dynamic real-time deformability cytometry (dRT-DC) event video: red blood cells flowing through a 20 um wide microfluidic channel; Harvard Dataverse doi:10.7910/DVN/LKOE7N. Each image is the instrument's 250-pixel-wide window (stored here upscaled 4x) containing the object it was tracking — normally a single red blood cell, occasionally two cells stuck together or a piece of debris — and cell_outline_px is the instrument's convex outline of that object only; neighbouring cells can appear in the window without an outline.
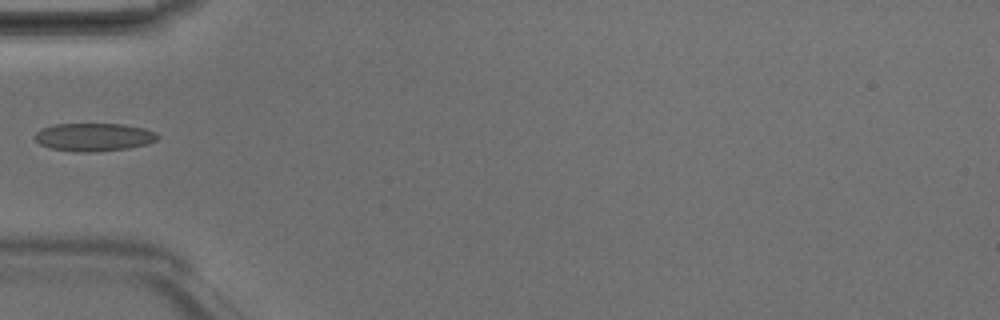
{"species": "Egyptian fruit bat (a non-hibernating species)", "species_latin": "Rousettus aegyptiacus", "temperature_condition": "room temperature", "stored_images_in_passage": 1, "camera_frame_rate_fps": 3000, "um_per_image_px": 0.085, "animal": {"sex": "male"}, "frame": {"image": 1, "passage_image": 1, "time_ms": 0.0, "image_size_px": [1000, 320], "cell_outline_px": [[160, 136], [156, 140], [148, 144], [128, 148], [92, 152], [76, 152], [52, 148], [40, 144], [32, 136], [40, 128], [56, 124], [124, 124], [144, 128], [156, 132]], "centroid_in_image_um": [7.98, 11.65], "position_along_channel_um": 77.0, "area_um2": 20.17}}